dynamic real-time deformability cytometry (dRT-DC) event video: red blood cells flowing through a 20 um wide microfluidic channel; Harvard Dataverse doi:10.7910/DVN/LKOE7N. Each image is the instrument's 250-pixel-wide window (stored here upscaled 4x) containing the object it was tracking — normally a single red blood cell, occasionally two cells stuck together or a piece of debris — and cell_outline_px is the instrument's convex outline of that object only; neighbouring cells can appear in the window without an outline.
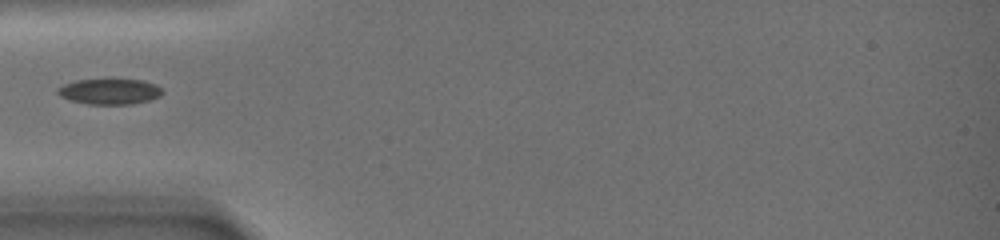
{"species": "common noctule bat (a hibernating species)", "species_latin": "Nyctalus noctula", "temperature_condition": "warm", "stored_images_in_passage": 15, "camera_frame_rate_fps": 3000, "um_per_image_px": 0.085, "animal": {"sex": "female", "body_mass_g": 19.0, "forearm_length_mm": 51.5}, "frame": {"image": 1, "passage_image": 1, "time_ms": 0.0, "image_size_px": [1000, 240], "cell_outline_px": [[164, 92], [160, 96], [148, 100], [132, 104], [88, 104], [68, 100], [60, 96], [56, 92], [64, 84], [76, 80], [140, 80], [156, 84]], "centroid_in_image_um": [9.31, 7.79], "position_along_channel_um": 75.7, "area_um2": 15.43}}
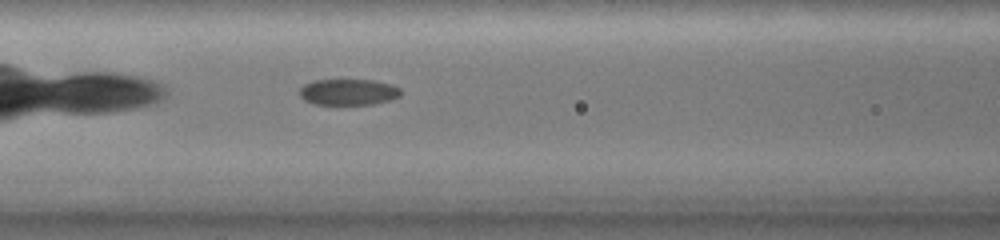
{"frame": {"image": 2, "passage_image": 9, "time_ms": 2.333, "image_size_px": [1000, 240], "cell_outline_px": [[400, 96], [388, 100], [372, 104], [312, 104], [304, 100], [300, 96], [300, 88], [304, 84], [312, 80], [372, 80], [392, 84], [400, 88]], "centroid_in_image_um": [29.58, 7.81], "position_along_channel_um": 137.0, "area_um2": 15.37}}
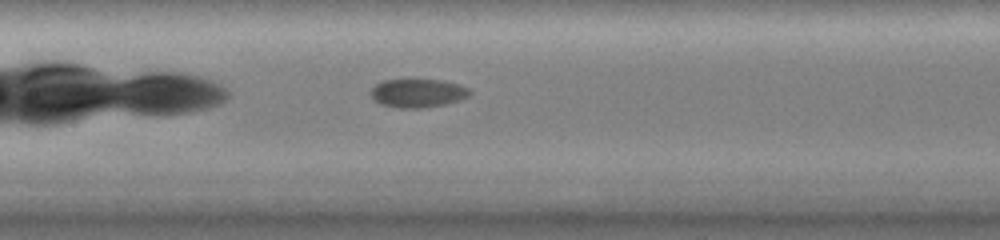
{"frame": {"image": 3, "passage_image": 14, "time_ms": 3.667, "image_size_px": [1000, 240], "cell_outline_px": [[472, 92], [468, 96], [444, 104], [424, 108], [400, 108], [380, 104], [372, 100], [372, 88], [376, 84], [384, 80], [444, 80], [460, 84], [468, 88]], "centroid_in_image_um": [35.5, 7.91], "position_along_channel_um": 171.9, "area_um2": 16.36}}